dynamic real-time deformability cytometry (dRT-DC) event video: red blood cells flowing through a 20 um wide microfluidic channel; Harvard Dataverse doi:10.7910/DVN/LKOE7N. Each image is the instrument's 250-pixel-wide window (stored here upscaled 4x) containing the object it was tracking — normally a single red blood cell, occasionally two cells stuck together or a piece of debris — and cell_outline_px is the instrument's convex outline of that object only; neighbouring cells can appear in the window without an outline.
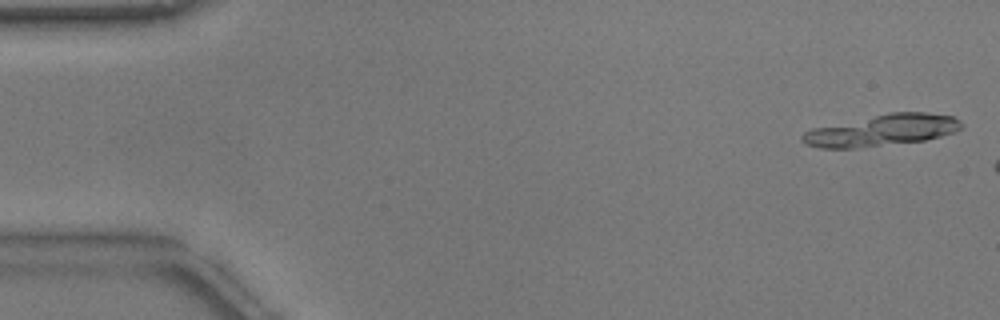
{"species": "common noctule bat (a hibernating species)", "species_latin": "Nyctalus noctula", "temperature_condition": "warm", "stored_images_in_passage": 6, "camera_frame_rate_fps": 3000, "um_per_image_px": 0.085, "animal": {"sex": "male", "body_mass_g": 17.9}, "frame": {"image": 1, "passage_image": 1, "time_ms": 0.0, "image_size_px": [1000, 320], "cell_outline_px": [[964, 128], [956, 132], [924, 140], [856, 148], [820, 148], [808, 144], [800, 136], [804, 132], [812, 128], [888, 112], [924, 112], [952, 116], [960, 120], [964, 124]], "centroid_in_image_um": [75.01, 11.06], "position_along_channel_um": 10.0, "area_um2": 29.13}}